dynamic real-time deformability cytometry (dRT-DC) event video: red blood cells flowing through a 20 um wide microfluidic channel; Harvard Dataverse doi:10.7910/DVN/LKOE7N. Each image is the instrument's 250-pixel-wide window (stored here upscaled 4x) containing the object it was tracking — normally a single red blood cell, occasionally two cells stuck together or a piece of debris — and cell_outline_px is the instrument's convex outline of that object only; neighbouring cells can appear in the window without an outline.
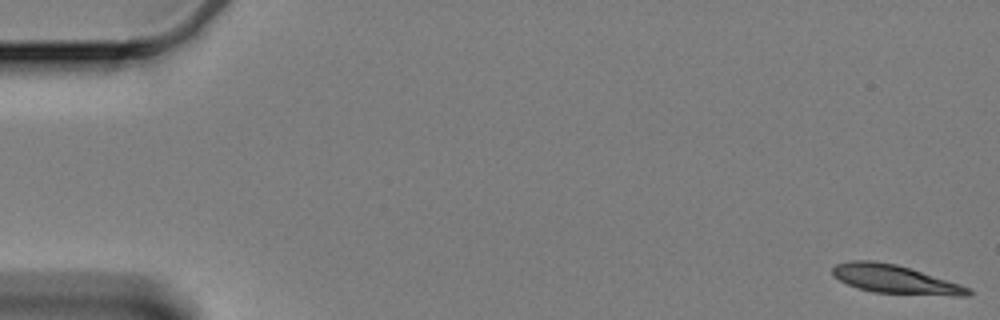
{"species": "Egyptian fruit bat (a non-hibernating species)", "species_latin": "Rousettus aegyptiacus", "temperature_condition": "cold", "stored_images_in_passage": 61, "segment_of_instrument_passage": [1, 2], "camera_frame_rate_fps": 3000, "um_per_image_px": 0.085, "animal": {"sex": "female"}, "frame": {"image": 1, "passage_image": 1, "time_ms": 0.0, "image_size_px": [1000, 320], "cell_outline_px": [[972, 292], [968, 296], [956, 296], [872, 292], [856, 288], [840, 280], [832, 272], [832, 268], [836, 264], [848, 260], [872, 260], [896, 264], [960, 284], [972, 288]], "centroid_in_image_um": [76.08, 23.74], "position_along_channel_um": 8.9, "area_um2": 22.48}}
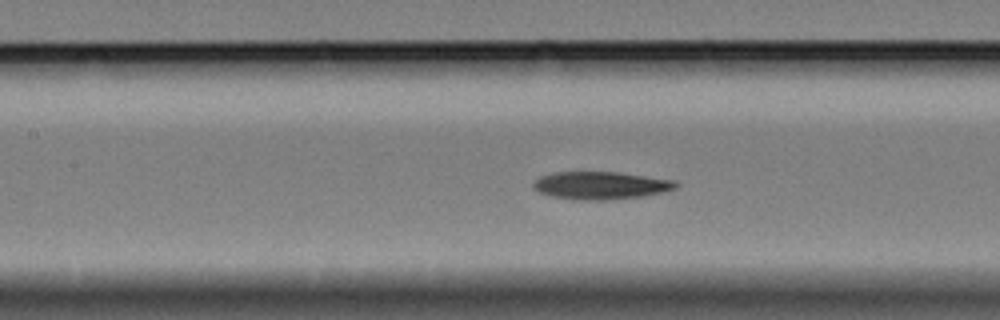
{"frame": {"image": 2, "passage_image": 27, "time_ms": 8.667, "image_size_px": [1000, 320], "cell_outline_px": [[680, 184], [676, 188], [664, 192], [644, 196], [612, 200], [572, 200], [552, 196], [540, 192], [532, 188], [532, 184], [540, 176], [552, 172], [620, 172], [676, 180]], "centroid_in_image_um": [51.09, 15.76], "position_along_channel_um": 156.3, "area_um2": 23.41}}
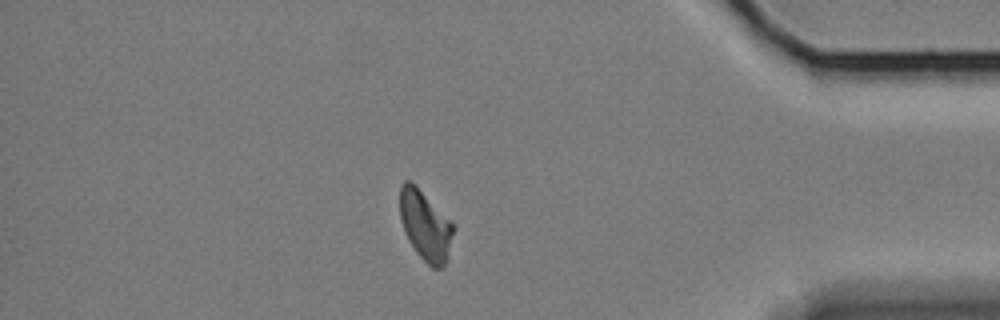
{"frame": {"image": 3, "passage_image": 52, "time_ms": 17.0, "image_size_px": [1000, 320], "cell_outline_px": [[452, 232], [448, 260], [440, 268], [432, 268], [416, 252], [408, 240], [404, 232], [400, 220], [400, 184], [404, 180], [408, 180], [416, 184], [452, 220]], "centroid_in_image_um": [36.13, 19.12], "position_along_channel_um": 399.1, "area_um2": 21.96}}